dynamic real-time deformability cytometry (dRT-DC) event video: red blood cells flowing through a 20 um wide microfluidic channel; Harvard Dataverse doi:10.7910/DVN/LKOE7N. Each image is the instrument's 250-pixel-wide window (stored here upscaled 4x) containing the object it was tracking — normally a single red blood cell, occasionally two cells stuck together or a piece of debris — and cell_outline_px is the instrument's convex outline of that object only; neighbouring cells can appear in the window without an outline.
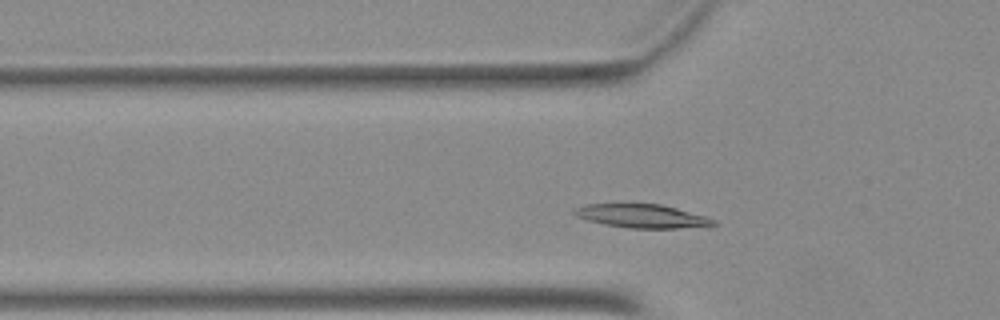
{"species": "Egyptian fruit bat (a non-hibernating species)", "species_latin": "Rousettus aegyptiacus", "temperature_condition": "warm", "stored_images_in_passage": 44, "camera_frame_rate_fps": 3000, "um_per_image_px": 0.085, "animal": {"sex": "female"}, "frame": {"image": 1, "passage_image": 9, "time_ms": 2.667, "image_size_px": [1000, 320], "cell_outline_px": [[720, 224], [676, 228], [628, 228], [604, 224], [588, 220], [576, 216], [572, 212], [576, 208], [588, 204], [660, 204], [676, 208], [704, 216], [716, 220]], "centroid_in_image_um": [54.56, 18.37], "position_along_channel_um": 71.2, "area_um2": 18.79}}
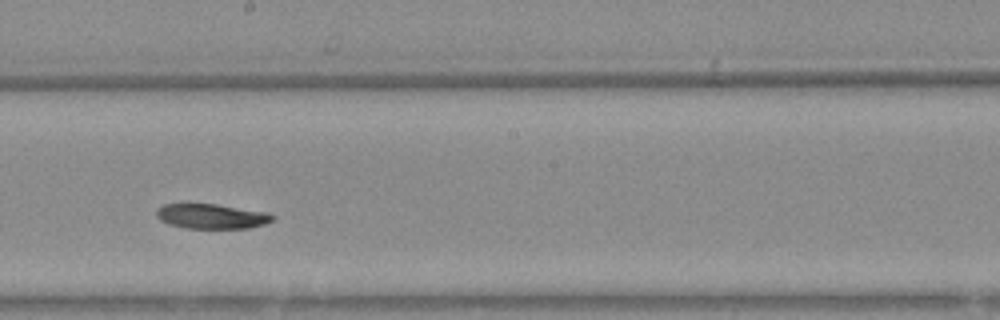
{"frame": {"image": 2, "passage_image": 21, "time_ms": 6.667, "image_size_px": [1000, 320], "cell_outline_px": [[276, 216], [272, 220], [264, 224], [248, 228], [184, 228], [168, 224], [160, 220], [156, 216], [156, 208], [164, 204], [216, 204], [268, 212]], "centroid_in_image_um": [17.97, 18.38], "position_along_channel_um": 230.2, "area_um2": 16.88}}
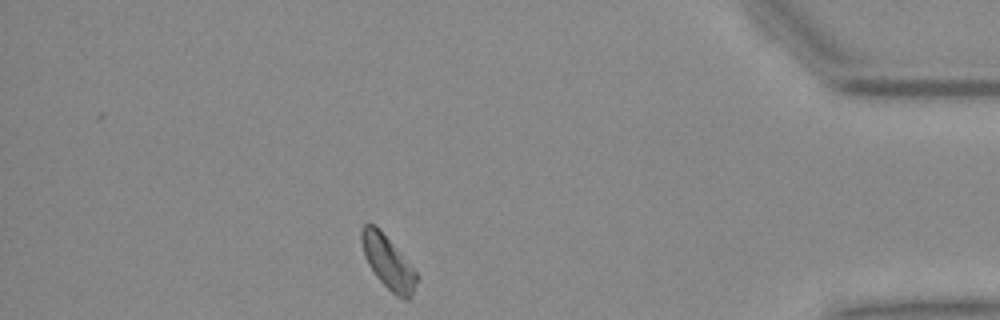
{"frame": {"image": 3, "passage_image": 37, "time_ms": 12.0, "image_size_px": [1000, 320], "cell_outline_px": [[416, 280], [412, 296], [408, 300], [404, 300], [396, 296], [376, 276], [368, 264], [364, 256], [360, 240], [360, 228], [364, 224], [372, 224], [388, 240], [416, 272]], "centroid_in_image_um": [32.93, 22.33], "position_along_channel_um": 402.3, "area_um2": 16.36}}